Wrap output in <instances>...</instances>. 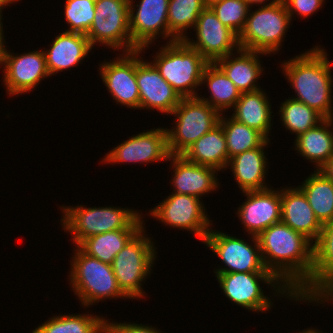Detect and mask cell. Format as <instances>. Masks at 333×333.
<instances>
[{"mask_svg":"<svg viewBox=\"0 0 333 333\" xmlns=\"http://www.w3.org/2000/svg\"><path fill=\"white\" fill-rule=\"evenodd\" d=\"M205 84L210 92L209 98L197 96L200 100L208 103L212 108L222 111L233 108L241 96L240 90L234 85L225 73L215 64L209 63L202 76L201 86Z\"/></svg>","mask_w":333,"mask_h":333,"instance_id":"cell-29","label":"cell"},{"mask_svg":"<svg viewBox=\"0 0 333 333\" xmlns=\"http://www.w3.org/2000/svg\"><path fill=\"white\" fill-rule=\"evenodd\" d=\"M142 50H136V79L139 87V109L159 110L171 114L180 103L182 97L160 75L156 67L140 55ZM139 57V58H138Z\"/></svg>","mask_w":333,"mask_h":333,"instance_id":"cell-19","label":"cell"},{"mask_svg":"<svg viewBox=\"0 0 333 333\" xmlns=\"http://www.w3.org/2000/svg\"><path fill=\"white\" fill-rule=\"evenodd\" d=\"M281 221L308 238L317 241L322 224L315 217L303 191L297 186L281 190Z\"/></svg>","mask_w":333,"mask_h":333,"instance_id":"cell-22","label":"cell"},{"mask_svg":"<svg viewBox=\"0 0 333 333\" xmlns=\"http://www.w3.org/2000/svg\"><path fill=\"white\" fill-rule=\"evenodd\" d=\"M219 124L222 126L225 134L228 159L237 154L260 147L267 140L258 130L248 127L232 117L226 118L223 113Z\"/></svg>","mask_w":333,"mask_h":333,"instance_id":"cell-34","label":"cell"},{"mask_svg":"<svg viewBox=\"0 0 333 333\" xmlns=\"http://www.w3.org/2000/svg\"><path fill=\"white\" fill-rule=\"evenodd\" d=\"M333 118H325L317 126L295 137V150L314 162L318 170L333 155Z\"/></svg>","mask_w":333,"mask_h":333,"instance_id":"cell-28","label":"cell"},{"mask_svg":"<svg viewBox=\"0 0 333 333\" xmlns=\"http://www.w3.org/2000/svg\"><path fill=\"white\" fill-rule=\"evenodd\" d=\"M139 230H113L86 238L78 247L88 256L112 264L115 256Z\"/></svg>","mask_w":333,"mask_h":333,"instance_id":"cell-33","label":"cell"},{"mask_svg":"<svg viewBox=\"0 0 333 333\" xmlns=\"http://www.w3.org/2000/svg\"><path fill=\"white\" fill-rule=\"evenodd\" d=\"M204 3H205V6L206 7H209L211 6L212 4L216 3V2H219V1H222V0H203Z\"/></svg>","mask_w":333,"mask_h":333,"instance_id":"cell-45","label":"cell"},{"mask_svg":"<svg viewBox=\"0 0 333 333\" xmlns=\"http://www.w3.org/2000/svg\"><path fill=\"white\" fill-rule=\"evenodd\" d=\"M219 21L238 36L244 29L251 7L245 0H222L209 6Z\"/></svg>","mask_w":333,"mask_h":333,"instance_id":"cell-36","label":"cell"},{"mask_svg":"<svg viewBox=\"0 0 333 333\" xmlns=\"http://www.w3.org/2000/svg\"><path fill=\"white\" fill-rule=\"evenodd\" d=\"M224 295L233 303L254 312H266L272 308L269 300L260 286L262 281L273 287L279 296L284 295L290 299L295 296L272 273L235 272L215 274ZM278 285V286H277ZM285 293V294H284Z\"/></svg>","mask_w":333,"mask_h":333,"instance_id":"cell-9","label":"cell"},{"mask_svg":"<svg viewBox=\"0 0 333 333\" xmlns=\"http://www.w3.org/2000/svg\"><path fill=\"white\" fill-rule=\"evenodd\" d=\"M167 43L183 41L187 29L197 24V19L206 8L203 0H169ZM186 30V31H185Z\"/></svg>","mask_w":333,"mask_h":333,"instance_id":"cell-32","label":"cell"},{"mask_svg":"<svg viewBox=\"0 0 333 333\" xmlns=\"http://www.w3.org/2000/svg\"><path fill=\"white\" fill-rule=\"evenodd\" d=\"M76 247L70 262L69 281L81 305L89 307L108 298L128 299L118 286L112 265L88 256Z\"/></svg>","mask_w":333,"mask_h":333,"instance_id":"cell-5","label":"cell"},{"mask_svg":"<svg viewBox=\"0 0 333 333\" xmlns=\"http://www.w3.org/2000/svg\"><path fill=\"white\" fill-rule=\"evenodd\" d=\"M246 201L238 208V217L248 235L258 237L266 228L281 221V190L264 189L242 192Z\"/></svg>","mask_w":333,"mask_h":333,"instance_id":"cell-20","label":"cell"},{"mask_svg":"<svg viewBox=\"0 0 333 333\" xmlns=\"http://www.w3.org/2000/svg\"><path fill=\"white\" fill-rule=\"evenodd\" d=\"M248 4H249V6L251 7V6H253V4H259V5H261V4H263V6H269V5H273V4H276V3H279V2H282L283 0H272L270 3H268V4H265V3H267V0H245ZM269 1V0H268Z\"/></svg>","mask_w":333,"mask_h":333,"instance_id":"cell-41","label":"cell"},{"mask_svg":"<svg viewBox=\"0 0 333 333\" xmlns=\"http://www.w3.org/2000/svg\"><path fill=\"white\" fill-rule=\"evenodd\" d=\"M62 229L70 232L79 246L86 238L113 230H140L145 223L141 213L128 208L62 206ZM73 237V238H72Z\"/></svg>","mask_w":333,"mask_h":333,"instance_id":"cell-3","label":"cell"},{"mask_svg":"<svg viewBox=\"0 0 333 333\" xmlns=\"http://www.w3.org/2000/svg\"><path fill=\"white\" fill-rule=\"evenodd\" d=\"M5 47L0 66L3 65V82L9 96L27 93L50 76L43 50L24 52L19 56Z\"/></svg>","mask_w":333,"mask_h":333,"instance_id":"cell-15","label":"cell"},{"mask_svg":"<svg viewBox=\"0 0 333 333\" xmlns=\"http://www.w3.org/2000/svg\"><path fill=\"white\" fill-rule=\"evenodd\" d=\"M151 62L182 98L197 97L203 72L209 62L184 41L166 43ZM196 92V93H195Z\"/></svg>","mask_w":333,"mask_h":333,"instance_id":"cell-4","label":"cell"},{"mask_svg":"<svg viewBox=\"0 0 333 333\" xmlns=\"http://www.w3.org/2000/svg\"><path fill=\"white\" fill-rule=\"evenodd\" d=\"M18 0H0V6L4 8L5 6H10V4L17 2Z\"/></svg>","mask_w":333,"mask_h":333,"instance_id":"cell-43","label":"cell"},{"mask_svg":"<svg viewBox=\"0 0 333 333\" xmlns=\"http://www.w3.org/2000/svg\"><path fill=\"white\" fill-rule=\"evenodd\" d=\"M196 39L183 40L188 46L197 50L209 63L234 53L240 49L238 35L223 25L209 7H206L193 27Z\"/></svg>","mask_w":333,"mask_h":333,"instance_id":"cell-14","label":"cell"},{"mask_svg":"<svg viewBox=\"0 0 333 333\" xmlns=\"http://www.w3.org/2000/svg\"><path fill=\"white\" fill-rule=\"evenodd\" d=\"M236 53L239 56L235 55ZM233 54L222 57L214 63L232 80L241 93L261 89L257 85V80L261 77L264 69L261 66L259 56H266V54L244 49H239Z\"/></svg>","mask_w":333,"mask_h":333,"instance_id":"cell-24","label":"cell"},{"mask_svg":"<svg viewBox=\"0 0 333 333\" xmlns=\"http://www.w3.org/2000/svg\"><path fill=\"white\" fill-rule=\"evenodd\" d=\"M2 9H3V8L0 6V32H3V31H4V30H3V24H2L3 22H1V21H2V18H3L2 15H1V14L3 13V12H2Z\"/></svg>","mask_w":333,"mask_h":333,"instance_id":"cell-46","label":"cell"},{"mask_svg":"<svg viewBox=\"0 0 333 333\" xmlns=\"http://www.w3.org/2000/svg\"><path fill=\"white\" fill-rule=\"evenodd\" d=\"M321 224L333 220V182L315 170L298 186Z\"/></svg>","mask_w":333,"mask_h":333,"instance_id":"cell-30","label":"cell"},{"mask_svg":"<svg viewBox=\"0 0 333 333\" xmlns=\"http://www.w3.org/2000/svg\"><path fill=\"white\" fill-rule=\"evenodd\" d=\"M144 228L127 242L111 264L119 288L129 299L143 298L142 282L151 273L157 257V248Z\"/></svg>","mask_w":333,"mask_h":333,"instance_id":"cell-6","label":"cell"},{"mask_svg":"<svg viewBox=\"0 0 333 333\" xmlns=\"http://www.w3.org/2000/svg\"><path fill=\"white\" fill-rule=\"evenodd\" d=\"M298 333H323L322 331L320 332V330L318 329H314V328H308L307 330H303V331H300Z\"/></svg>","mask_w":333,"mask_h":333,"instance_id":"cell-44","label":"cell"},{"mask_svg":"<svg viewBox=\"0 0 333 333\" xmlns=\"http://www.w3.org/2000/svg\"><path fill=\"white\" fill-rule=\"evenodd\" d=\"M333 291V220L322 224L313 247V267L310 280L294 295V301L317 302ZM320 301V302H319Z\"/></svg>","mask_w":333,"mask_h":333,"instance_id":"cell-13","label":"cell"},{"mask_svg":"<svg viewBox=\"0 0 333 333\" xmlns=\"http://www.w3.org/2000/svg\"><path fill=\"white\" fill-rule=\"evenodd\" d=\"M283 2L292 20L295 13L302 18L312 15L324 5L325 0H283Z\"/></svg>","mask_w":333,"mask_h":333,"instance_id":"cell-38","label":"cell"},{"mask_svg":"<svg viewBox=\"0 0 333 333\" xmlns=\"http://www.w3.org/2000/svg\"><path fill=\"white\" fill-rule=\"evenodd\" d=\"M182 156L189 162L214 167L218 171L229 163L225 134L219 124L194 142Z\"/></svg>","mask_w":333,"mask_h":333,"instance_id":"cell-27","label":"cell"},{"mask_svg":"<svg viewBox=\"0 0 333 333\" xmlns=\"http://www.w3.org/2000/svg\"><path fill=\"white\" fill-rule=\"evenodd\" d=\"M168 160L174 169L171 179L174 187L172 193L192 195L201 199L203 195L218 189L216 168L191 163L182 155H171Z\"/></svg>","mask_w":333,"mask_h":333,"instance_id":"cell-21","label":"cell"},{"mask_svg":"<svg viewBox=\"0 0 333 333\" xmlns=\"http://www.w3.org/2000/svg\"><path fill=\"white\" fill-rule=\"evenodd\" d=\"M203 202L192 195L172 193L149 213L165 226L191 231L202 242L211 230ZM210 228V229H209Z\"/></svg>","mask_w":333,"mask_h":333,"instance_id":"cell-12","label":"cell"},{"mask_svg":"<svg viewBox=\"0 0 333 333\" xmlns=\"http://www.w3.org/2000/svg\"><path fill=\"white\" fill-rule=\"evenodd\" d=\"M93 49L85 34L64 31L53 39L44 55L49 75L77 66Z\"/></svg>","mask_w":333,"mask_h":333,"instance_id":"cell-23","label":"cell"},{"mask_svg":"<svg viewBox=\"0 0 333 333\" xmlns=\"http://www.w3.org/2000/svg\"><path fill=\"white\" fill-rule=\"evenodd\" d=\"M96 0H66L64 16L69 30L87 34L94 20Z\"/></svg>","mask_w":333,"mask_h":333,"instance_id":"cell-37","label":"cell"},{"mask_svg":"<svg viewBox=\"0 0 333 333\" xmlns=\"http://www.w3.org/2000/svg\"><path fill=\"white\" fill-rule=\"evenodd\" d=\"M318 171L326 178L333 182V155L324 163Z\"/></svg>","mask_w":333,"mask_h":333,"instance_id":"cell-40","label":"cell"},{"mask_svg":"<svg viewBox=\"0 0 333 333\" xmlns=\"http://www.w3.org/2000/svg\"><path fill=\"white\" fill-rule=\"evenodd\" d=\"M266 140L260 147L237 154L229 159L232 174L242 192L264 190L269 188L265 183L267 158L264 147L269 144Z\"/></svg>","mask_w":333,"mask_h":333,"instance_id":"cell-25","label":"cell"},{"mask_svg":"<svg viewBox=\"0 0 333 333\" xmlns=\"http://www.w3.org/2000/svg\"><path fill=\"white\" fill-rule=\"evenodd\" d=\"M103 316L63 314L52 316L31 333H105Z\"/></svg>","mask_w":333,"mask_h":333,"instance_id":"cell-31","label":"cell"},{"mask_svg":"<svg viewBox=\"0 0 333 333\" xmlns=\"http://www.w3.org/2000/svg\"><path fill=\"white\" fill-rule=\"evenodd\" d=\"M177 119L166 128L171 155H182L201 136L219 125L221 113L198 97L182 98L170 115Z\"/></svg>","mask_w":333,"mask_h":333,"instance_id":"cell-8","label":"cell"},{"mask_svg":"<svg viewBox=\"0 0 333 333\" xmlns=\"http://www.w3.org/2000/svg\"><path fill=\"white\" fill-rule=\"evenodd\" d=\"M129 13V0H96L94 20L86 34L91 46L99 43L117 51L138 50L132 43Z\"/></svg>","mask_w":333,"mask_h":333,"instance_id":"cell-10","label":"cell"},{"mask_svg":"<svg viewBox=\"0 0 333 333\" xmlns=\"http://www.w3.org/2000/svg\"><path fill=\"white\" fill-rule=\"evenodd\" d=\"M257 238L266 269L295 295L312 276L314 244L282 221Z\"/></svg>","mask_w":333,"mask_h":333,"instance_id":"cell-1","label":"cell"},{"mask_svg":"<svg viewBox=\"0 0 333 333\" xmlns=\"http://www.w3.org/2000/svg\"><path fill=\"white\" fill-rule=\"evenodd\" d=\"M133 1L129 0V29L132 43L144 51L160 34L163 39L167 37L168 40L169 0H140L137 5H133Z\"/></svg>","mask_w":333,"mask_h":333,"instance_id":"cell-16","label":"cell"},{"mask_svg":"<svg viewBox=\"0 0 333 333\" xmlns=\"http://www.w3.org/2000/svg\"><path fill=\"white\" fill-rule=\"evenodd\" d=\"M105 333H162L155 327L124 322V323H111L105 320Z\"/></svg>","mask_w":333,"mask_h":333,"instance_id":"cell-39","label":"cell"},{"mask_svg":"<svg viewBox=\"0 0 333 333\" xmlns=\"http://www.w3.org/2000/svg\"><path fill=\"white\" fill-rule=\"evenodd\" d=\"M101 79L116 104L139 109L140 96L136 79V51L123 52L120 56L99 65Z\"/></svg>","mask_w":333,"mask_h":333,"instance_id":"cell-18","label":"cell"},{"mask_svg":"<svg viewBox=\"0 0 333 333\" xmlns=\"http://www.w3.org/2000/svg\"><path fill=\"white\" fill-rule=\"evenodd\" d=\"M324 48L315 46L282 62V71L295 90L293 99L303 102L324 118H333L331 62Z\"/></svg>","mask_w":333,"mask_h":333,"instance_id":"cell-2","label":"cell"},{"mask_svg":"<svg viewBox=\"0 0 333 333\" xmlns=\"http://www.w3.org/2000/svg\"><path fill=\"white\" fill-rule=\"evenodd\" d=\"M262 89L243 92L232 110V118L261 132L268 140L271 130V103Z\"/></svg>","mask_w":333,"mask_h":333,"instance_id":"cell-26","label":"cell"},{"mask_svg":"<svg viewBox=\"0 0 333 333\" xmlns=\"http://www.w3.org/2000/svg\"><path fill=\"white\" fill-rule=\"evenodd\" d=\"M281 104L279 113L282 125L285 126L286 130L295 133L296 137L317 126L325 119L316 110L293 98H288Z\"/></svg>","mask_w":333,"mask_h":333,"instance_id":"cell-35","label":"cell"},{"mask_svg":"<svg viewBox=\"0 0 333 333\" xmlns=\"http://www.w3.org/2000/svg\"><path fill=\"white\" fill-rule=\"evenodd\" d=\"M249 10L244 29L238 36L240 49L264 54L279 52L282 39L290 27V16L284 2Z\"/></svg>","mask_w":333,"mask_h":333,"instance_id":"cell-7","label":"cell"},{"mask_svg":"<svg viewBox=\"0 0 333 333\" xmlns=\"http://www.w3.org/2000/svg\"><path fill=\"white\" fill-rule=\"evenodd\" d=\"M254 245L226 233L210 230L203 243L226 265L215 274L248 272L271 273L264 265L258 238L251 236Z\"/></svg>","mask_w":333,"mask_h":333,"instance_id":"cell-11","label":"cell"},{"mask_svg":"<svg viewBox=\"0 0 333 333\" xmlns=\"http://www.w3.org/2000/svg\"><path fill=\"white\" fill-rule=\"evenodd\" d=\"M170 156L166 128L159 127L131 136L109 151L102 162L146 164L167 161Z\"/></svg>","mask_w":333,"mask_h":333,"instance_id":"cell-17","label":"cell"},{"mask_svg":"<svg viewBox=\"0 0 333 333\" xmlns=\"http://www.w3.org/2000/svg\"><path fill=\"white\" fill-rule=\"evenodd\" d=\"M3 33L4 32H0V64H1V60H2L3 49H4V46H5L4 43H6L5 40H4L5 38H4Z\"/></svg>","mask_w":333,"mask_h":333,"instance_id":"cell-42","label":"cell"}]
</instances>
